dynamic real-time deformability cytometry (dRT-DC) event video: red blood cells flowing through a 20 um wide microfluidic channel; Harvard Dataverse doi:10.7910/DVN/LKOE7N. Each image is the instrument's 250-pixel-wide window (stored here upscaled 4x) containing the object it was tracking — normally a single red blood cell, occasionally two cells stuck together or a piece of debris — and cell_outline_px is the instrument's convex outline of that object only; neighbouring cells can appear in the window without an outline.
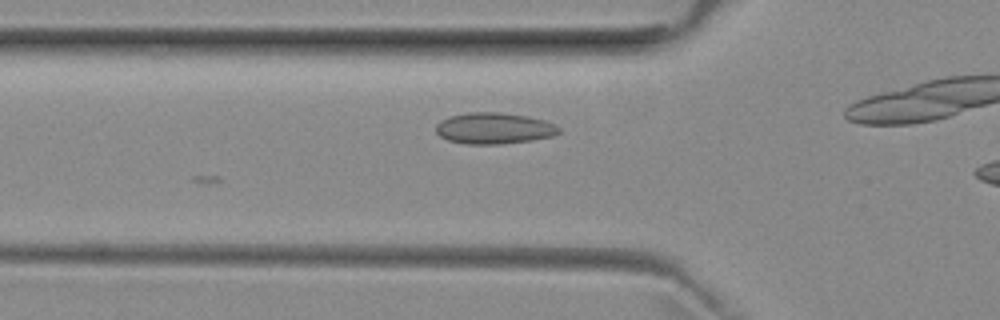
{"species": "common noctule bat (a hibernating species)", "species_latin": "Nyctalus noctula", "temperature_condition": "room temperature", "stored_images_in_passage": 14, "camera_frame_rate_fps": 3000, "um_per_image_px": 0.085, "animal": {"sex": "female", "body_mass_g": 29.2, "forearm_length_mm": 56.3}, "frame": {"image": 1, "passage_image": 14, "time_ms": 4.333, "image_size_px": [1000, 320], "cell_outline_px": [[560, 132], [552, 136], [532, 140], [500, 144], [468, 144], [448, 140], [440, 136], [436, 132], [436, 124], [440, 120], [448, 116], [468, 112], [500, 112], [528, 116], [544, 120], [560, 128]], "centroid_in_image_um": [41.96, 10.9], "position_along_channel_um": 83.8, "area_um2": 22.43}}